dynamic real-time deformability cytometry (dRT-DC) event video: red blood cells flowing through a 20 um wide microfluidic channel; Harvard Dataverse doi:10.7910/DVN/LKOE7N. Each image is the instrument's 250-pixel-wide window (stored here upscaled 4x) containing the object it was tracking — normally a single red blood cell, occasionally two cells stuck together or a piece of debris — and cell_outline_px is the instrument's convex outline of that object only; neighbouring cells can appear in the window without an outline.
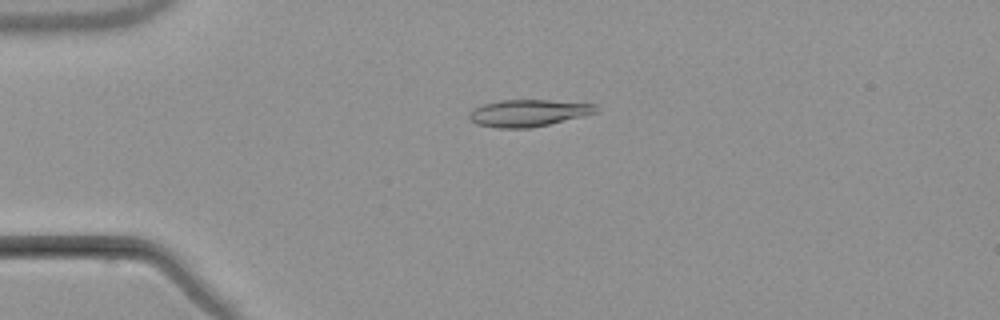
{"species": "common noctule bat (a hibernating species)", "species_latin": "Nyctalus noctula", "temperature_condition": "warm", "stored_images_in_passage": 6, "camera_frame_rate_fps": 3000, "um_per_image_px": 0.085, "animal": {"sex": "male", "body_mass_g": 21.5, "forearm_length_mm": 52.0}, "frame": {"image": 1, "passage_image": 4, "time_ms": 3.667, "image_size_px": [1000, 320], "cell_outline_px": [[596, 112], [532, 128], [496, 128], [476, 124], [468, 116], [472, 108], [484, 104], [500, 100], [548, 100], [596, 104]], "centroid_in_image_um": [44.84, 9.6], "position_along_channel_um": 40.2, "area_um2": 19.65}}
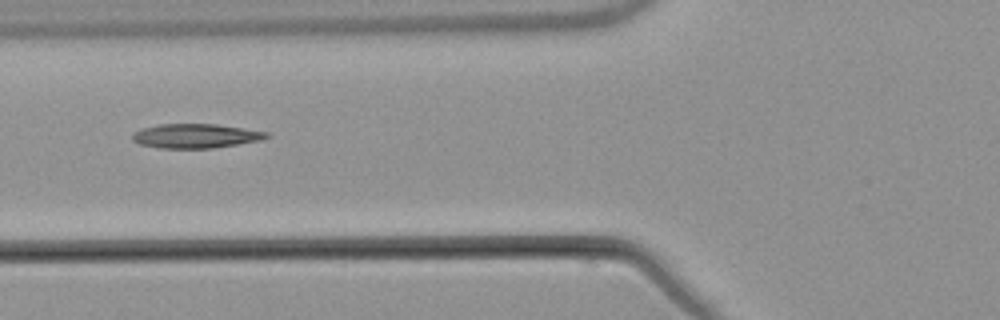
{"frame": {"image": 2, "passage_image": 6, "time_ms": 6.333, "image_size_px": [1000, 320], "cell_outline_px": [[272, 136], [260, 140], [212, 148], [160, 148], [140, 144], [132, 140], [132, 136], [140, 128], [160, 124], [216, 124], [268, 132]], "centroid_in_image_um": [16.62, 11.55], "position_along_channel_um": 109.2, "area_um2": 18.84}}